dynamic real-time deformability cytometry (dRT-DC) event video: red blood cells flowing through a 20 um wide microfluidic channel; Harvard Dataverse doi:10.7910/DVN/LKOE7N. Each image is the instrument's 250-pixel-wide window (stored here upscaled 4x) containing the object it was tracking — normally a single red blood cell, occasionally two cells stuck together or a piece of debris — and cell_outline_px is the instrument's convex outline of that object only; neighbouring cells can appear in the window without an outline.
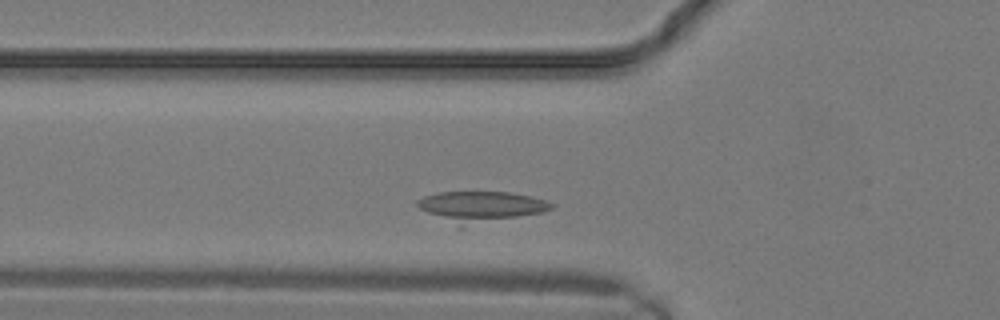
{"species": "common noctule bat (a hibernating species)", "species_latin": "Nyctalus noctula", "temperature_condition": "warm", "stored_images_in_passage": 8, "camera_frame_rate_fps": 3000, "um_per_image_px": 0.085, "animal": {"sex": "male", "body_mass_g": 19.2, "forearm_length_mm": 51.8}, "frame": {"image": 1, "passage_image": 4, "time_ms": 1.0, "image_size_px": [1000, 320], "cell_outline_px": [[556, 204], [552, 208], [544, 212], [460, 228], [420, 208], [416, 204], [416, 200], [424, 196], [440, 192], [508, 192], [532, 196], [548, 200]], "centroid_in_image_um": [40.92, 17.57], "position_along_channel_um": 84.9, "area_um2": 24.16}}
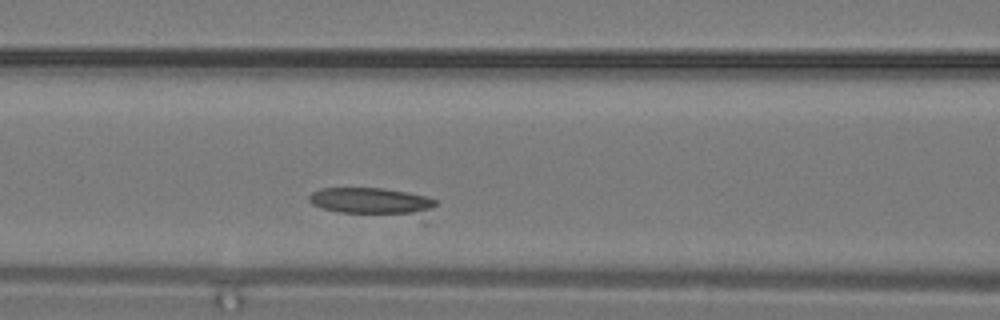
{"frame": {"image": 2, "passage_image": 6, "time_ms": 1.667, "image_size_px": [1000, 320], "cell_outline_px": [[440, 200], [436, 204], [420, 216], [416, 216], [340, 212], [324, 208], [312, 204], [308, 200], [308, 196], [312, 192], [320, 188], [384, 188], [428, 196]], "centroid_in_image_um": [31.64, 17.1], "position_along_channel_um": 135.0, "area_um2": 20.11}}